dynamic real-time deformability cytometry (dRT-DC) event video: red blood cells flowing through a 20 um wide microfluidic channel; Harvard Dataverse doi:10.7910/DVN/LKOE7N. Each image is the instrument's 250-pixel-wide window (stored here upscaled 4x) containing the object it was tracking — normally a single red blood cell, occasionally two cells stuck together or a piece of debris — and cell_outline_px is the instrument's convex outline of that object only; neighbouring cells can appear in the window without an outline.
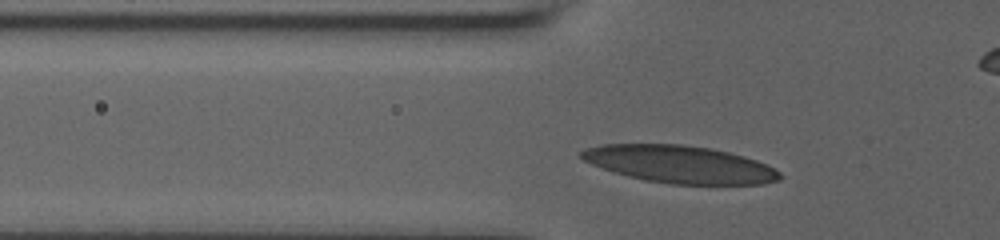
{"species": "human", "species_latin": "Homo sapiens", "temperature_condition": "room temperature", "stored_images_in_passage": 33, "camera_frame_rate_fps": 3000, "um_per_image_px": 0.085, "donor": {"sex": "male"}, "frame": {"image": 1, "passage_image": 6, "time_ms": 1.667, "image_size_px": [1000, 240], "cell_outline_px": [[780, 180], [760, 184], [672, 184], [648, 180], [628, 176], [592, 164], [584, 160], [580, 156], [580, 152], [584, 148], [604, 144], [680, 144], [712, 148], [744, 156], [768, 164], [780, 172]], "centroid_in_image_um": [57.81, 13.95], "position_along_channel_um": 68.0, "area_um2": 43.0}}
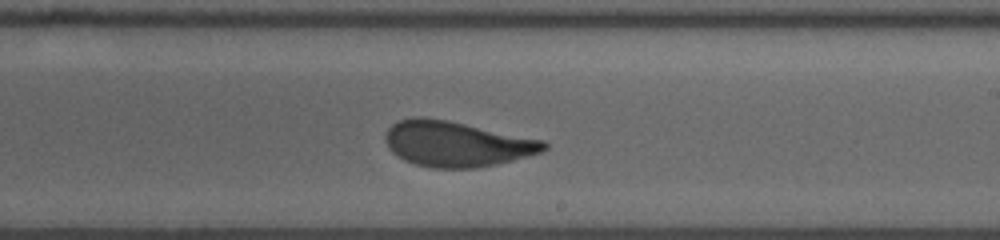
{"frame": {"image": 2, "passage_image": 21, "time_ms": 6.667, "image_size_px": [1000, 240], "cell_outline_px": [[548, 148], [540, 152], [512, 160], [496, 164], [476, 168], [432, 168], [416, 164], [404, 160], [392, 152], [388, 148], [384, 140], [384, 136], [388, 128], [392, 124], [400, 120], [416, 116], [420, 116], [448, 120], [544, 140], [548, 144]], "centroid_in_image_um": [38.78, 12.22], "position_along_channel_um": 250.2, "area_um2": 41.96}}
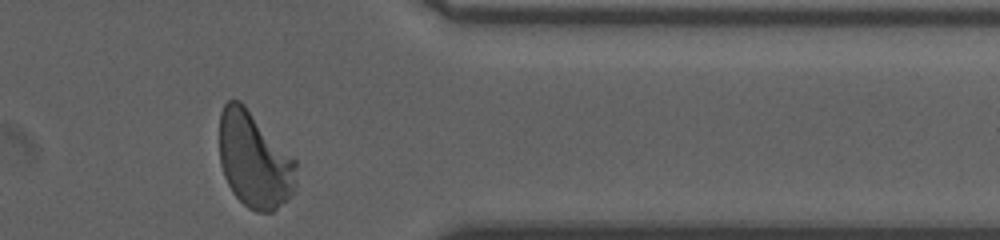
{"frame": {"image": 3, "passage_image": 33, "time_ms": 10.667, "image_size_px": [1000, 240], "cell_outline_px": [[296, 188], [272, 212], [256, 212], [248, 208], [232, 192], [224, 176], [220, 164], [220, 112], [224, 104], [228, 100], [240, 100], [244, 104], [296, 160]], "centroid_in_image_um": [21.6, 13.59], "position_along_channel_um": 389.8, "area_um2": 42.71}, "authors_computed_cell_mechanics": {"area_um2": 42.3674, "velocity_mm_per_s": 3.7229, "shape_relaxation_time_tau1_ms": 4.6153, "shape_relaxation_time_tau2_ms": 0.8219, "deformation_change_tau1": 0.1689, "deformation_change_tau2": 0.0723}}